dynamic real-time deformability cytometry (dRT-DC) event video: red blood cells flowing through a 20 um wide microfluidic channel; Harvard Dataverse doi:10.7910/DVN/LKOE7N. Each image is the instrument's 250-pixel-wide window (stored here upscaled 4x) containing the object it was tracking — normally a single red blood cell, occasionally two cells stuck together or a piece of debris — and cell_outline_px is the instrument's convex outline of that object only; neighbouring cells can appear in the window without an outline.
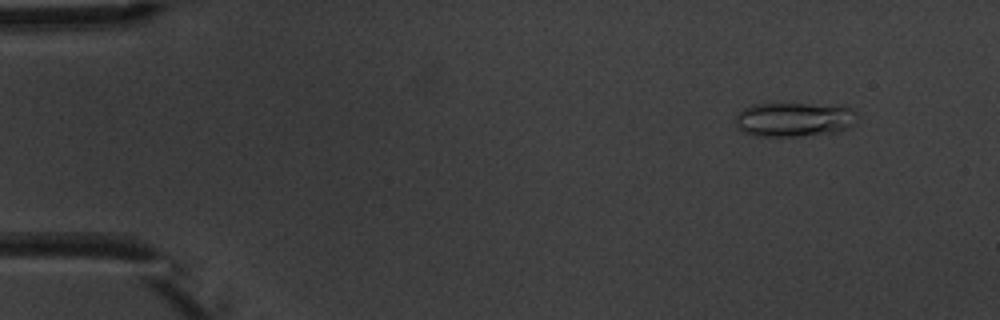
{"species": "common noctule bat (a hibernating species)", "species_latin": "Nyctalus noctula", "temperature_condition": "warm", "stored_images_in_passage": 3, "camera_frame_rate_fps": 3000, "um_per_image_px": 0.085, "animal": {"sex": "male", "body_mass_g": 20.1, "forearm_length_mm": 53.5}, "frame": {"image": 1, "passage_image": 1, "time_ms": 0.0, "image_size_px": [1000, 320], "cell_outline_px": [[856, 112], [852, 124], [848, 128], [840, 132], [800, 136], [756, 136], [744, 132], [736, 128], [736, 116], [744, 108], [752, 104], [840, 104]], "centroid_in_image_um": [67.5, 10.15], "position_along_channel_um": 17.5, "area_um2": 24.45}}
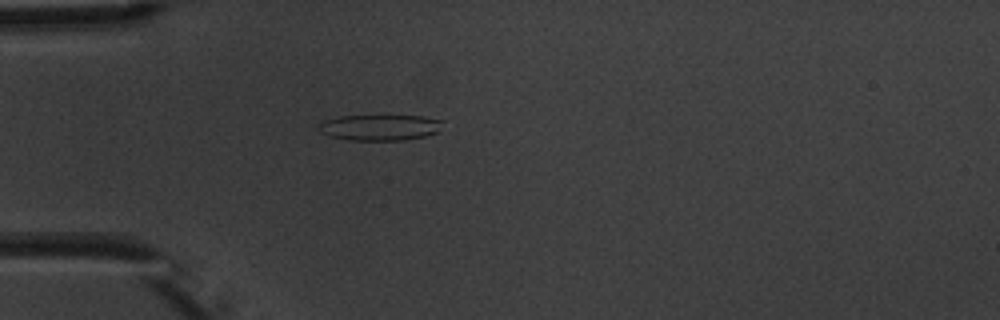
{"frame": {"image": 2, "passage_image": 3, "time_ms": 3.333, "image_size_px": [1000, 320], "cell_outline_px": [[444, 120], [436, 132], [424, 136], [404, 140], [348, 140], [332, 136], [320, 132], [316, 128], [324, 120], [340, 116], [424, 116]], "centroid_in_image_um": [32.27, 10.83], "position_along_channel_um": 52.7, "area_um2": 18.55}}